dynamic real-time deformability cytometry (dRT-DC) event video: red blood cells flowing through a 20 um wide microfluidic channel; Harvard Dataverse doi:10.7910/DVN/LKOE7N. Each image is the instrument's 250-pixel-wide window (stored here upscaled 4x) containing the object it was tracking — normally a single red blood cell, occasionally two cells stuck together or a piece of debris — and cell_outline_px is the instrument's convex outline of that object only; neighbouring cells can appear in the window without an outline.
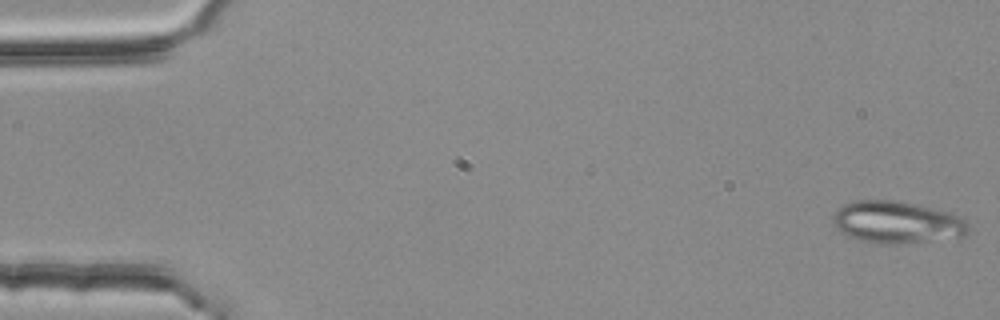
{"species": "common noctule bat (a hibernating species)", "species_latin": "Nyctalus noctula", "temperature_condition": "room temperature", "stored_images_in_passage": 4, "camera_frame_rate_fps": 3000, "um_per_image_px": 0.085, "animal": {"sex": "female", "body_mass_g": 25.1}, "frame": {"image": 1, "passage_image": 1, "time_ms": 0.0, "image_size_px": [1000, 320], "cell_outline_px": [[968, 232], [964, 236], [896, 244], [888, 244], [864, 240], [840, 232], [836, 228], [832, 220], [832, 216], [836, 208], [852, 200], [892, 200], [940, 208], [952, 212], [964, 220], [968, 224]], "centroid_in_image_um": [76.23, 18.86], "position_along_channel_um": 8.8, "area_um2": 33.18}}